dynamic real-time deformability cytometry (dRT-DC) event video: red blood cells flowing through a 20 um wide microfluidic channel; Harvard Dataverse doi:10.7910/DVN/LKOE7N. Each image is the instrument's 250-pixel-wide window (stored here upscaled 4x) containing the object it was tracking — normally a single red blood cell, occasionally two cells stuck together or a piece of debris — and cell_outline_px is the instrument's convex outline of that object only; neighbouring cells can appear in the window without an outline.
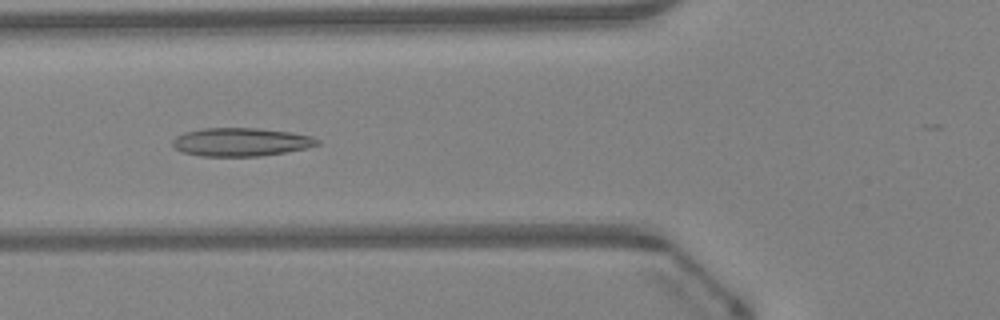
{"species": "Egyptian fruit bat (a non-hibernating species)", "species_latin": "Rousettus aegyptiacus", "temperature_condition": "warm", "stored_images_in_passage": 46, "camera_frame_rate_fps": 3000, "um_per_image_px": 0.085, "animal": {"sex": "female"}, "frame": {"image": 1, "passage_image": 18, "time_ms": 5.667, "image_size_px": [1000, 320], "cell_outline_px": [[320, 144], [308, 148], [260, 156], [200, 156], [184, 152], [176, 148], [172, 144], [172, 140], [176, 136], [184, 132], [204, 128], [260, 128], [292, 132], [312, 136], [320, 140]], "centroid_in_image_um": [20.51, 12.06], "position_along_channel_um": 105.3, "area_um2": 23.99}}
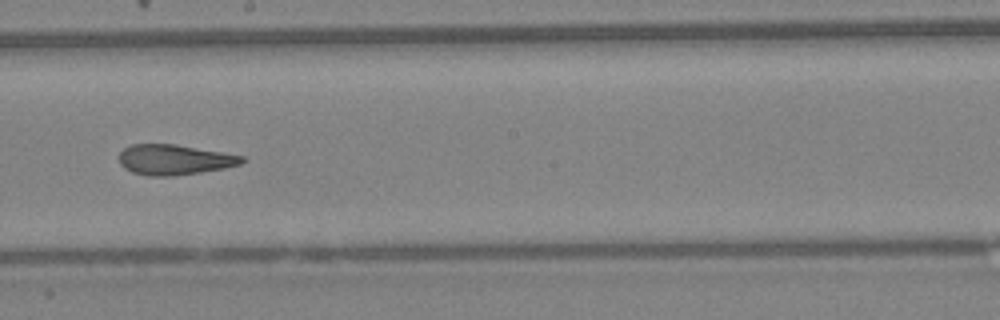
{"frame": {"image": 2, "passage_image": 27, "time_ms": 8.667, "image_size_px": [1000, 320], "cell_outline_px": [[248, 160], [240, 164], [224, 168], [200, 172], [172, 176], [148, 176], [132, 172], [124, 168], [120, 164], [120, 152], [124, 148], [132, 144], [176, 144], [244, 156]], "centroid_in_image_um": [14.83, 13.57], "position_along_channel_um": 233.4, "area_um2": 21.68}}
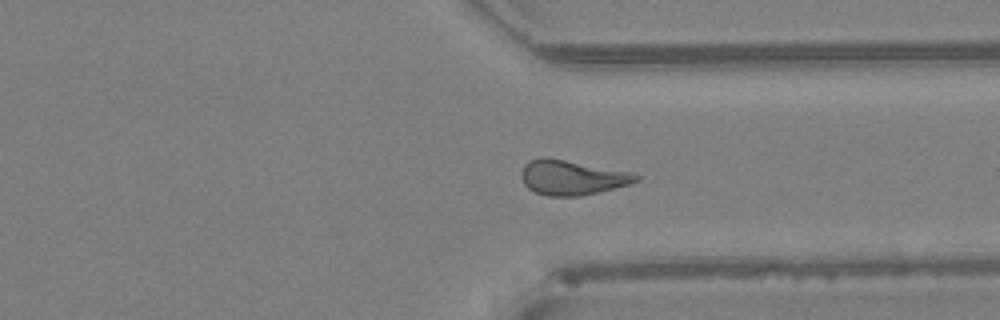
{"frame": {"image": 3, "passage_image": 36, "time_ms": 11.667, "image_size_px": [1000, 320], "cell_outline_px": [[640, 180], [628, 184], [580, 196], [548, 196], [536, 192], [528, 188], [524, 184], [520, 176], [520, 172], [524, 164], [528, 160], [544, 156], [548, 156], [632, 172], [640, 176]], "centroid_in_image_um": [48.57, 15.06], "position_along_channel_um": 362.8, "area_um2": 23.47}, "authors_computed_cell_mechanics": {"area_um2": 23.4379, "velocity_mm_per_s": 4.2889, "shape_relaxation_time_tau1_ms": null, "shape_relaxation_time_tau2_ms": 2.5312, "deformation_change_tau1": null, "deformation_change_tau2": 0.1135}}